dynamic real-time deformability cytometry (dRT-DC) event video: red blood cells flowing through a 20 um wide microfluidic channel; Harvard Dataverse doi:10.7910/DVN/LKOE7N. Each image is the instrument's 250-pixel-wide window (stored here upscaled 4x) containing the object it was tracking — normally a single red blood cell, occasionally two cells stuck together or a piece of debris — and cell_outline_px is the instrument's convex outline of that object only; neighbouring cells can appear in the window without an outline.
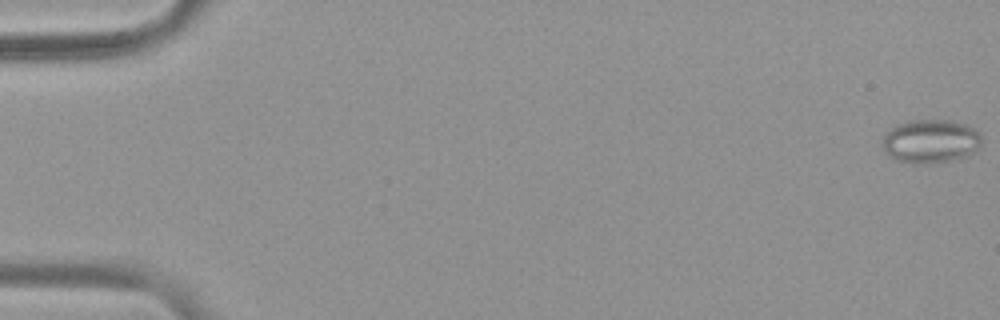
{"species": "common noctule bat (a hibernating species)", "species_latin": "Nyctalus noctula", "temperature_condition": "warm", "stored_images_in_passage": 55, "camera_frame_rate_fps": 3000, "um_per_image_px": 0.085, "animal": {"sex": "female", "body_mass_g": 19.9}, "frame": {"image": 1, "passage_image": 1, "time_ms": 0.0, "image_size_px": [1000, 320], "cell_outline_px": [[980, 144], [968, 156], [928, 164], [916, 164], [896, 160], [888, 156], [884, 152], [880, 144], [880, 140], [884, 132], [900, 124], [912, 120], [952, 120], [968, 124], [980, 132]], "centroid_in_image_um": [79.04, 12.0], "position_along_channel_um": 6.0, "area_um2": 25.55}}
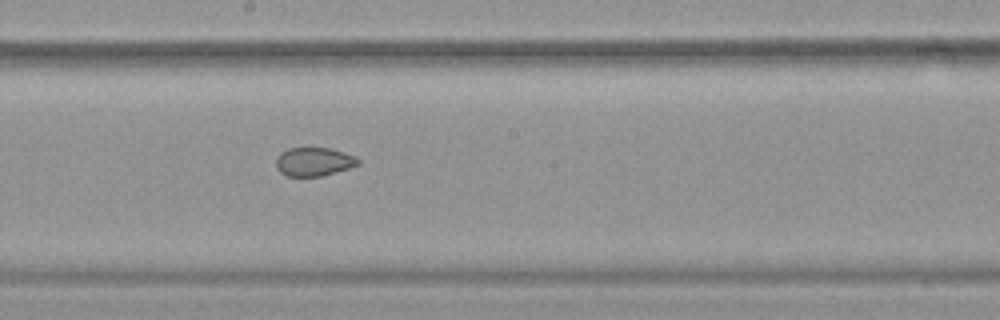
{"frame": {"image": 2, "passage_image": 31, "time_ms": 10.0, "image_size_px": [1000, 320], "cell_outline_px": [[360, 164], [348, 168], [320, 176], [288, 176], [280, 172], [276, 168], [276, 156], [280, 152], [288, 148], [308, 144], [328, 148], [356, 156], [360, 160]], "centroid_in_image_um": [26.63, 13.69], "position_along_channel_um": 221.6, "area_um2": 14.22}}
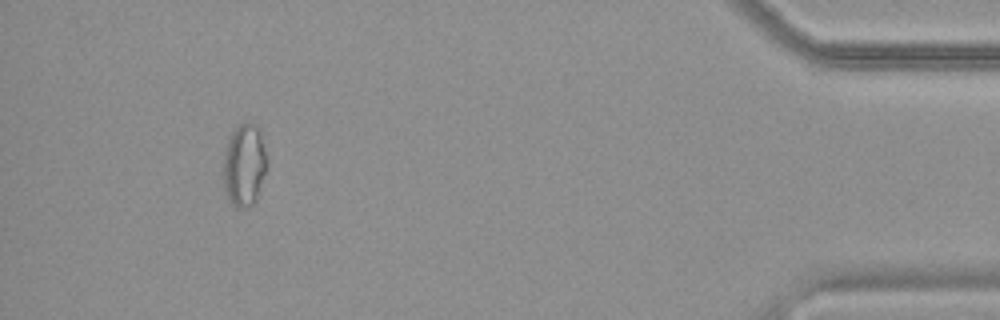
{"frame": {"image": 3, "passage_image": 51, "time_ms": 16.667, "image_size_px": [1000, 320], "cell_outline_px": [[268, 168], [256, 196], [252, 204], [248, 208], [240, 208], [228, 196], [224, 188], [224, 152], [228, 140], [236, 124], [248, 120], [256, 124], [260, 128], [268, 164]], "centroid_in_image_um": [20.79, 13.92], "position_along_channel_um": 414.4, "area_um2": 21.04}, "authors_computed_cell_mechanics": {"area_um2": 19.2474, "velocity_mm_per_s": 3.7853, "shape_relaxation_time_tau1_ms": null, "shape_relaxation_time_tau2_ms": 2.3945, "deformation_change_tau1": null, "deformation_change_tau2": 0.0571}}